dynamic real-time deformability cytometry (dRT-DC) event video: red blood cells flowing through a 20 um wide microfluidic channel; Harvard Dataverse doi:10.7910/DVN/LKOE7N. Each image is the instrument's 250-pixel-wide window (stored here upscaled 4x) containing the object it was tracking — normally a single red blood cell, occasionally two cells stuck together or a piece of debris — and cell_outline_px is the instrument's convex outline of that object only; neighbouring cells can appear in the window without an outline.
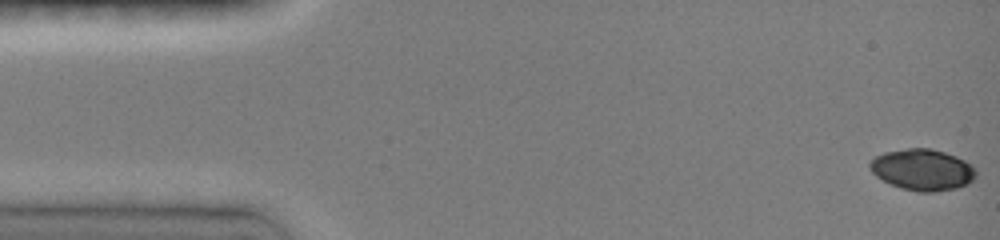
{"species": "common noctule bat (a hibernating species)", "species_latin": "Nyctalus noctula", "temperature_condition": "room temperature", "stored_images_in_passage": 47, "camera_frame_rate_fps": 3000, "um_per_image_px": 0.085, "animal": {"sex": "female", "body_mass_g": 19.0, "forearm_length_mm": 51.5}, "frame": {"image": 1, "passage_image": 1, "time_ms": 0.0, "image_size_px": [1000, 240], "cell_outline_px": [[976, 176], [968, 184], [956, 188], [932, 192], [920, 192], [900, 188], [876, 176], [868, 168], [868, 164], [876, 156], [884, 152], [908, 148], [928, 148], [944, 152], [956, 156], [964, 160], [976, 172]], "centroid_in_image_um": [78.38, 14.43], "position_along_channel_um": 6.6, "area_um2": 25.32}}
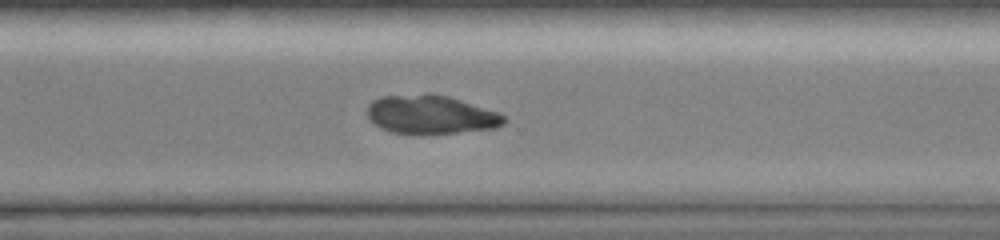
{"frame": {"image": 2, "passage_image": 34, "time_ms": 11.0, "image_size_px": [1000, 240], "cell_outline_px": [[508, 120], [504, 124], [496, 128], [420, 136], [416, 136], [392, 132], [380, 128], [368, 116], [368, 104], [372, 100], [380, 96], [428, 92], [432, 92], [448, 96], [500, 112]], "centroid_in_image_um": [36.62, 9.74], "position_along_channel_um": 334.0, "area_um2": 31.79}}
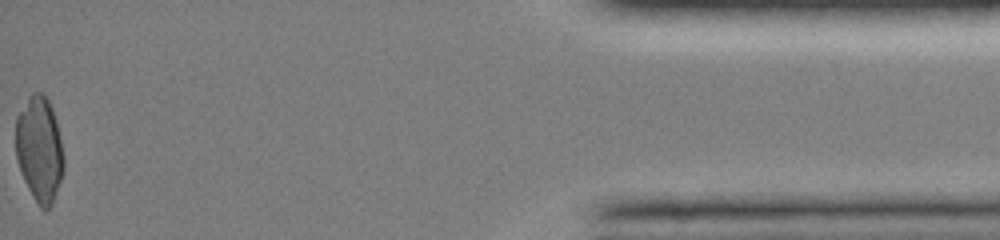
{"frame": {"image": 3, "passage_image": 47, "time_ms": 15.333, "image_size_px": [1000, 240], "cell_outline_px": [[64, 168], [52, 204], [44, 212], [40, 208], [28, 188], [24, 180], [16, 156], [16, 116], [28, 96], [32, 92], [40, 92], [48, 100], [52, 108], [64, 156]], "centroid_in_image_um": [3.34, 12.67], "position_along_channel_um": 431.9, "area_um2": 29.19}}